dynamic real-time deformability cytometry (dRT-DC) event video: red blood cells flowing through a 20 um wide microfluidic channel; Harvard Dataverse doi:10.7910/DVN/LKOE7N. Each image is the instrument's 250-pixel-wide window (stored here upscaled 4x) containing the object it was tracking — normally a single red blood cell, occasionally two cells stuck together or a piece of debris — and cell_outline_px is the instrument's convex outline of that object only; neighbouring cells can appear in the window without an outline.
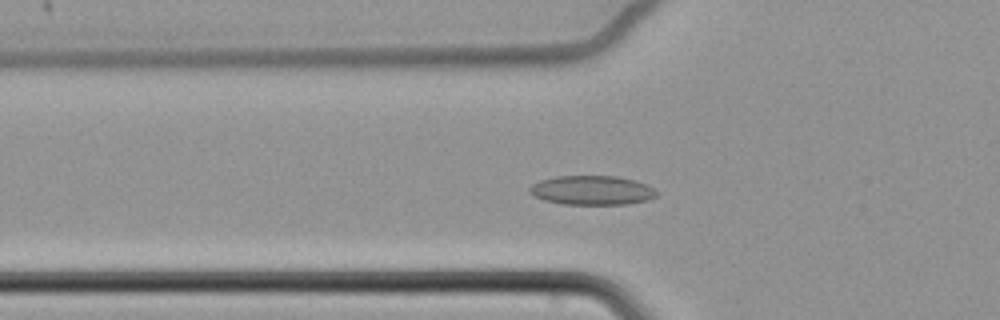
{"species": "common noctule bat (a hibernating species)", "species_latin": "Nyctalus noctula", "temperature_condition": "cold", "stored_images_in_passage": 55, "camera_frame_rate_fps": 3000, "um_per_image_px": 0.085, "animal": {"sex": "female", "body_mass_g": 22.7, "forearm_length_mm": 54.2}, "frame": {"image": 1, "passage_image": 21, "time_ms": 6.667, "image_size_px": [1000, 320], "cell_outline_px": [[656, 196], [648, 200], [628, 204], [564, 204], [544, 200], [532, 196], [528, 192], [528, 188], [532, 184], [540, 180], [556, 176], [616, 176], [636, 180], [652, 188], [656, 192]], "centroid_in_image_um": [50.27, 16.17], "position_along_channel_um": 75.5, "area_um2": 21.68}}
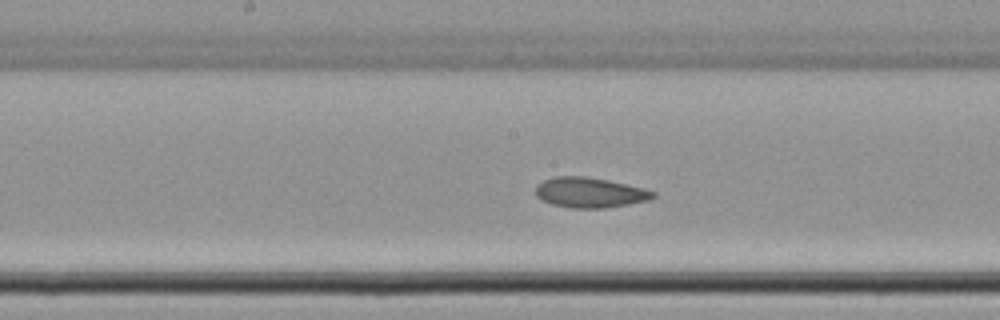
{"frame": {"image": 2, "passage_image": 32, "time_ms": 10.333, "image_size_px": [1000, 320], "cell_outline_px": [[656, 196], [648, 200], [628, 204], [604, 208], [572, 208], [552, 204], [540, 200], [536, 196], [536, 184], [544, 180], [556, 176], [584, 176], [608, 180], [644, 188], [656, 192]], "centroid_in_image_um": [50.12, 16.36], "position_along_channel_um": 198.1, "area_um2": 20.69}}
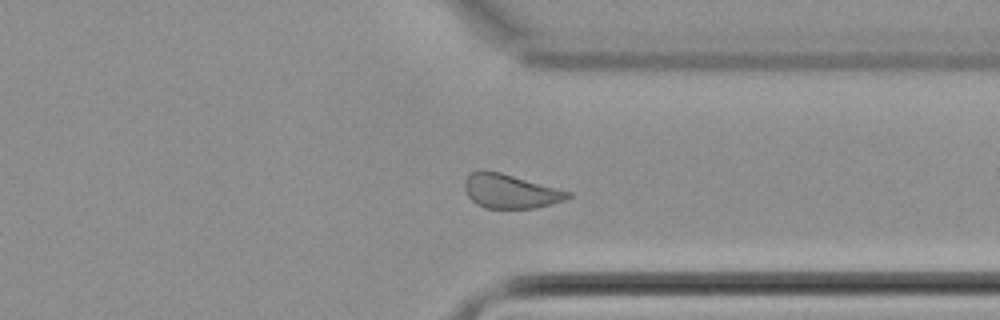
{"frame": {"image": 3, "passage_image": 47, "time_ms": 15.333, "image_size_px": [1000, 320], "cell_outline_px": [[572, 196], [564, 200], [552, 204], [536, 208], [484, 208], [476, 204], [468, 196], [464, 188], [464, 180], [472, 172], [500, 172], [572, 192]], "centroid_in_image_um": [43.4, 16.28], "position_along_channel_um": 368.0, "area_um2": 20.29}}